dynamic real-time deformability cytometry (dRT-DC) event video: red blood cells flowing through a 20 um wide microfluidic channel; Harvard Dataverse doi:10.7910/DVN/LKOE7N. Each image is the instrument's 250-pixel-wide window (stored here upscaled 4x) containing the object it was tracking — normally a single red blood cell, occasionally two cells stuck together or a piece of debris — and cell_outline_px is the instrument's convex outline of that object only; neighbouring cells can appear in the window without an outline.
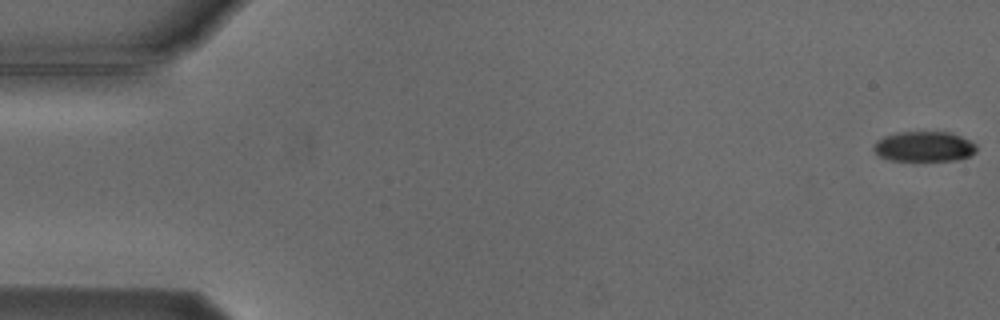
{"species": "Egyptian fruit bat (a non-hibernating species)", "species_latin": "Rousettus aegyptiacus", "temperature_condition": "cold", "stored_images_in_passage": 5, "camera_frame_rate_fps": 3000, "um_per_image_px": 0.085, "animal": {"sex": "male"}, "frame": {"image": 1, "passage_image": 1, "time_ms": 0.0, "image_size_px": [1000, 320], "cell_outline_px": [[976, 152], [968, 156], [956, 160], [892, 160], [876, 156], [872, 148], [876, 140], [884, 136], [900, 132], [948, 132], [972, 140], [976, 144]], "centroid_in_image_um": [78.52, 12.45], "position_along_channel_um": 6.5, "area_um2": 18.15}}
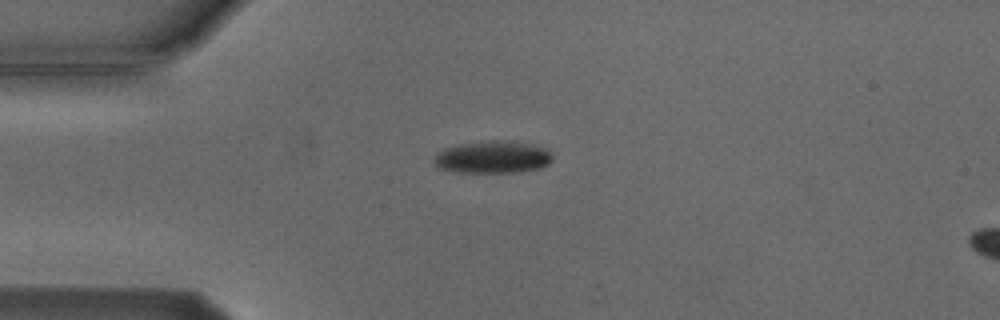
{"frame": {"image": 2, "passage_image": 4, "time_ms": 4.333, "image_size_px": [1000, 320], "cell_outline_px": [[552, 160], [548, 164], [540, 168], [520, 172], [456, 172], [436, 168], [432, 164], [432, 160], [444, 148], [460, 144], [528, 144], [544, 148], [552, 156]], "centroid_in_image_um": [41.81, 13.44], "position_along_channel_um": 43.2, "area_um2": 21.1}}